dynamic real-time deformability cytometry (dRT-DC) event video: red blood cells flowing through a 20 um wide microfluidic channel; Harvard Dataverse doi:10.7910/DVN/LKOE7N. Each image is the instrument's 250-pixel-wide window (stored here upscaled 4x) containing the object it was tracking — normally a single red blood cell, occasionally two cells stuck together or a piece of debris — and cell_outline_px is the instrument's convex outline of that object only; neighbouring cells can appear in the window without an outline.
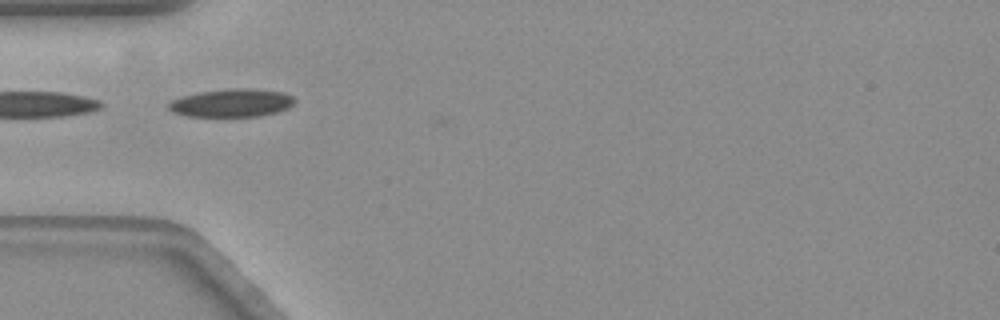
{"species": "common noctule bat (a hibernating species)", "species_latin": "Nyctalus noctula", "temperature_condition": "warm", "stored_images_in_passage": 41, "camera_frame_rate_fps": 3000, "um_per_image_px": 0.085, "animal": {"sex": "female", "body_mass_g": 19.3, "forearm_length_mm": 54.1}, "frame": {"image": 1, "passage_image": 1, "time_ms": 0.0, "image_size_px": [1000, 320], "cell_outline_px": [[296, 100], [288, 108], [276, 112], [260, 116], [188, 116], [172, 112], [168, 108], [168, 104], [172, 100], [180, 96], [200, 92], [232, 88], [248, 88], [284, 92], [292, 96]], "centroid_in_image_um": [19.69, 8.74], "position_along_channel_um": 65.3, "area_um2": 20.58}}